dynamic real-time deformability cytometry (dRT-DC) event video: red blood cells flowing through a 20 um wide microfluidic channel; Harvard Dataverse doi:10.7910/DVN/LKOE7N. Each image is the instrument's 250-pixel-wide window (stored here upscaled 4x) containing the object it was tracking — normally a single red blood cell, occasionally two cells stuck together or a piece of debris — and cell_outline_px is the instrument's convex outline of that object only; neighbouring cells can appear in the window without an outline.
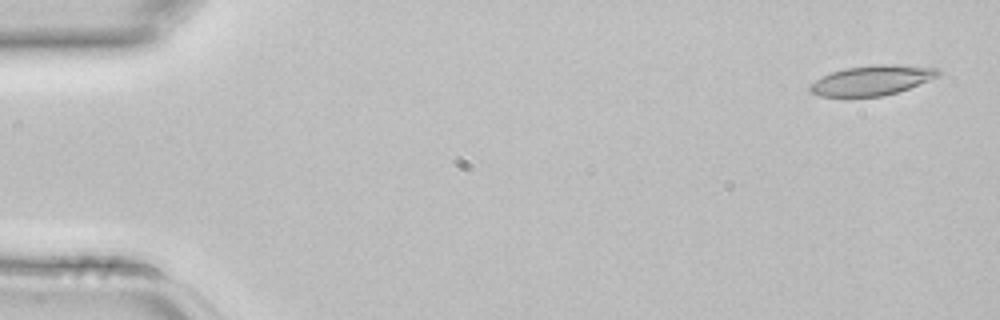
{"species": "common noctule bat (a hibernating species)", "species_latin": "Nyctalus noctula", "temperature_condition": "room temperature", "stored_images_in_passage": 3, "camera_frame_rate_fps": 3000, "um_per_image_px": 0.085, "animal": {"sex": "female", "body_mass_g": 22.7, "forearm_length_mm": 54.2}, "frame": {"image": 1, "passage_image": 1, "time_ms": 0.0, "image_size_px": [1000, 320], "cell_outline_px": [[940, 72], [936, 76], [928, 80], [908, 88], [884, 96], [820, 96], [812, 92], [808, 88], [808, 84], [832, 72], [848, 68], [936, 68]], "centroid_in_image_um": [73.97, 6.91], "position_along_channel_um": 11.0, "area_um2": 20.29}}
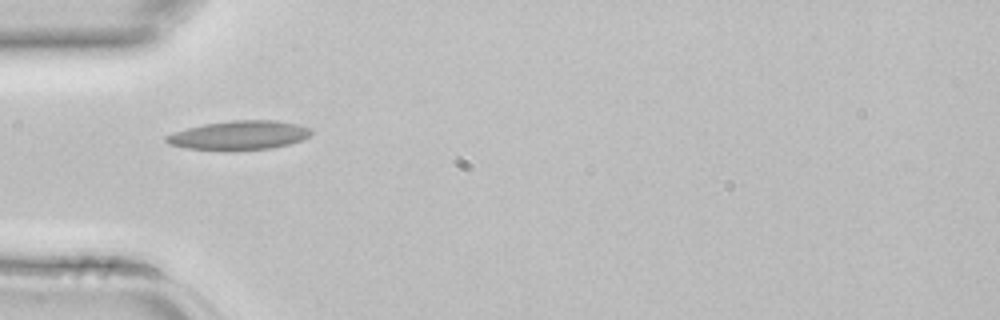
{"frame": {"image": 2, "passage_image": 3, "time_ms": 0.667, "image_size_px": [1000, 320], "cell_outline_px": [[312, 132], [308, 136], [300, 140], [288, 144], [272, 148], [188, 148], [168, 144], [164, 140], [164, 136], [188, 128], [204, 124], [232, 120], [276, 120], [296, 124], [308, 128]], "centroid_in_image_um": [20.32, 11.46], "position_along_channel_um": 64.7, "area_um2": 23.47}}